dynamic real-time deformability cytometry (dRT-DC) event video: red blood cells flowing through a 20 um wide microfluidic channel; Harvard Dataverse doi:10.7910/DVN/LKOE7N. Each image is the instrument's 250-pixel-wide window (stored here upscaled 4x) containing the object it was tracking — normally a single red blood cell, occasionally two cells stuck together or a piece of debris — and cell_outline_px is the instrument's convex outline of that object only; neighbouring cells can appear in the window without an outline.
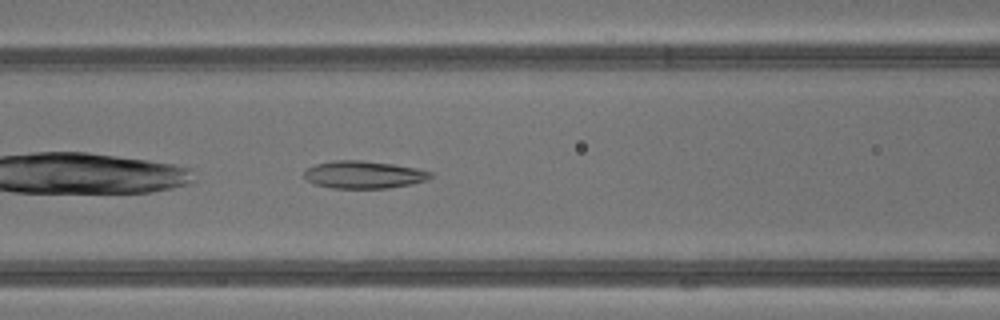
{"species": "common noctule bat (a hibernating species)", "species_latin": "Nyctalus noctula", "temperature_condition": "warm", "stored_images_in_passage": 22, "camera_frame_rate_fps": 3000, "um_per_image_px": 0.085, "animal": {"sex": "male", "body_mass_g": 13.3}, "frame": {"image": 1, "passage_image": 5, "time_ms": 1.333, "image_size_px": [1000, 320], "cell_outline_px": [[432, 176], [428, 180], [412, 184], [388, 188], [332, 188], [316, 184], [308, 180], [304, 176], [304, 172], [308, 168], [316, 164], [332, 160], [360, 160], [392, 164], [420, 168], [432, 172]], "centroid_in_image_um": [30.96, 14.84], "position_along_channel_um": 135.6, "area_um2": 20.29}}
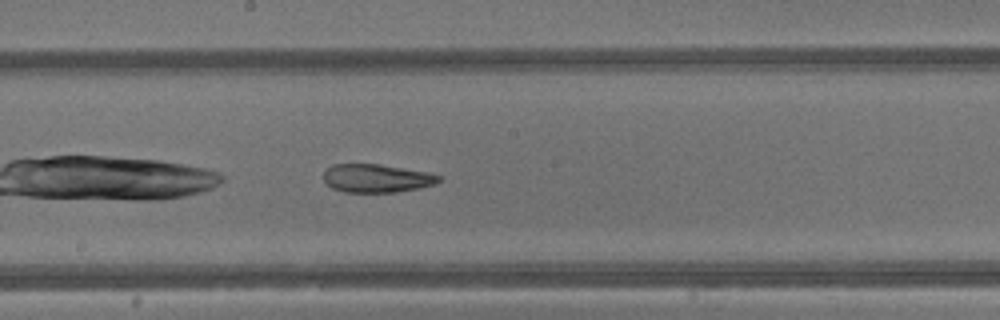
{"frame": {"image": 2, "passage_image": 10, "time_ms": 3.0, "image_size_px": [1000, 320], "cell_outline_px": [[444, 176], [436, 184], [420, 188], [396, 192], [344, 192], [332, 188], [324, 180], [324, 172], [332, 164], [380, 164], [428, 172]], "centroid_in_image_um": [32.05, 15.15], "position_along_channel_um": 216.1, "area_um2": 19.13}}
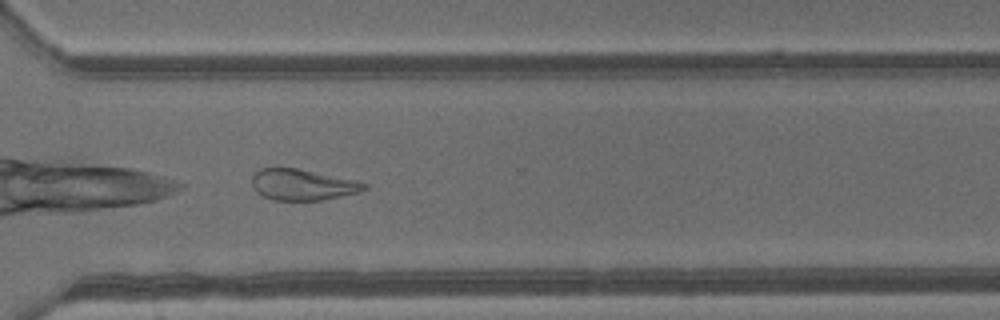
{"frame": {"image": 3, "passage_image": 18, "time_ms": 5.667, "image_size_px": [1000, 320], "cell_outline_px": [[368, 188], [360, 192], [324, 200], [272, 200], [256, 192], [252, 184], [252, 176], [260, 168], [296, 168], [360, 180], [368, 184]], "centroid_in_image_um": [25.77, 15.7], "position_along_channel_um": 344.8, "area_um2": 20.58}, "authors_computed_cell_mechanics": {"area_um2": 20.2011, "velocity_mm_per_s": 4.8405, "shape_relaxation_time_tau1_ms": null, "shape_relaxation_time_tau2_ms": 3.0379, "deformation_change_tau1": null, "deformation_change_tau2": 0.1152}}